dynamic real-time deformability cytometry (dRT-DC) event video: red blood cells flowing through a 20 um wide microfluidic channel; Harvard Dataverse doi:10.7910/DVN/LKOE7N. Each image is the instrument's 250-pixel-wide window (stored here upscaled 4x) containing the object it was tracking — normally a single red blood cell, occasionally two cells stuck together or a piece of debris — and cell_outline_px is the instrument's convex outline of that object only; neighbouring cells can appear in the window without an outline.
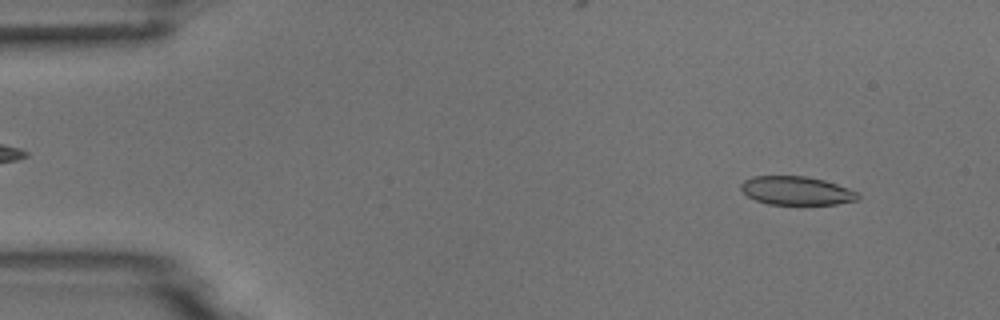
{"species": "common noctule bat (a hibernating species)", "species_latin": "Nyctalus noctula", "temperature_condition": "room temperature", "stored_images_in_passage": 3, "camera_frame_rate_fps": 3000, "um_per_image_px": 0.085, "animal": {"sex": "male", "body_mass_g": 18.8}, "frame": {"image": 1, "passage_image": 1, "time_ms": 0.0, "image_size_px": [1000, 320], "cell_outline_px": [[860, 200], [836, 204], [768, 204], [756, 200], [748, 196], [740, 188], [740, 184], [744, 180], [752, 176], [804, 176], [824, 180], [860, 192]], "centroid_in_image_um": [67.73, 16.21], "position_along_channel_um": 17.3, "area_um2": 19.54}}
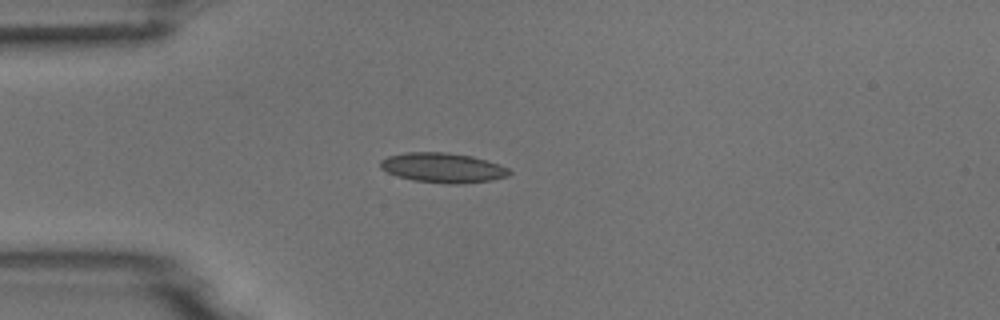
{"frame": {"image": 2, "passage_image": 3, "time_ms": 3.0, "image_size_px": [1000, 320], "cell_outline_px": [[512, 172], [508, 176], [492, 180], [460, 184], [448, 184], [412, 180], [396, 176], [380, 168], [380, 160], [388, 156], [404, 152], [448, 152], [472, 156], [500, 164], [508, 168]], "centroid_in_image_um": [37.64, 14.26], "position_along_channel_um": 47.4, "area_um2": 22.6}}